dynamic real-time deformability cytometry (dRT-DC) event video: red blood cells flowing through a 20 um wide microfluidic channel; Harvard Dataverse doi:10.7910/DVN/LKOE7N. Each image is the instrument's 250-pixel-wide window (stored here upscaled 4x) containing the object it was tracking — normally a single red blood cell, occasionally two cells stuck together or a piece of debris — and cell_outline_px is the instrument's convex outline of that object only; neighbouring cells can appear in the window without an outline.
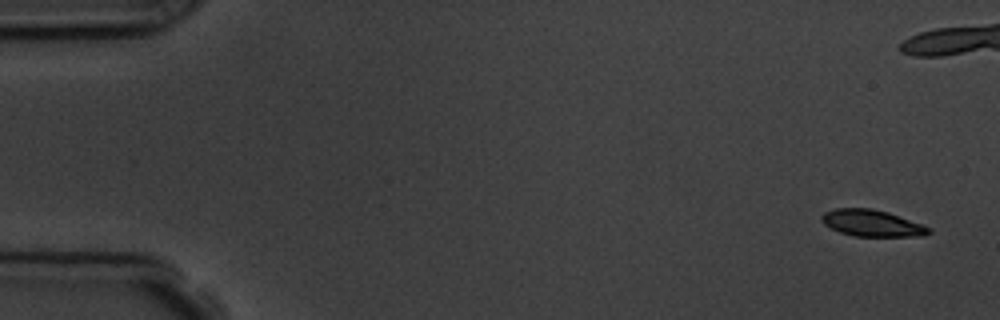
{"species": "common noctule bat (a hibernating species)", "species_latin": "Nyctalus noctula", "temperature_condition": "room temperature", "stored_images_in_passage": 4, "camera_frame_rate_fps": 3000, "um_per_image_px": 0.085, "animal": {"sex": "male", "body_mass_g": 19.5, "forearm_length_mm": 54.6}, "frame": {"image": 1, "passage_image": 4, "time_ms": 4.333, "image_size_px": [1000, 320], "cell_outline_px": [[932, 232], [924, 236], [856, 236], [840, 232], [824, 224], [820, 220], [820, 216], [824, 212], [836, 208], [872, 208], [888, 212], [932, 228]], "centroid_in_image_um": [74.11, 18.96], "position_along_channel_um": 10.9, "area_um2": 16.59}}